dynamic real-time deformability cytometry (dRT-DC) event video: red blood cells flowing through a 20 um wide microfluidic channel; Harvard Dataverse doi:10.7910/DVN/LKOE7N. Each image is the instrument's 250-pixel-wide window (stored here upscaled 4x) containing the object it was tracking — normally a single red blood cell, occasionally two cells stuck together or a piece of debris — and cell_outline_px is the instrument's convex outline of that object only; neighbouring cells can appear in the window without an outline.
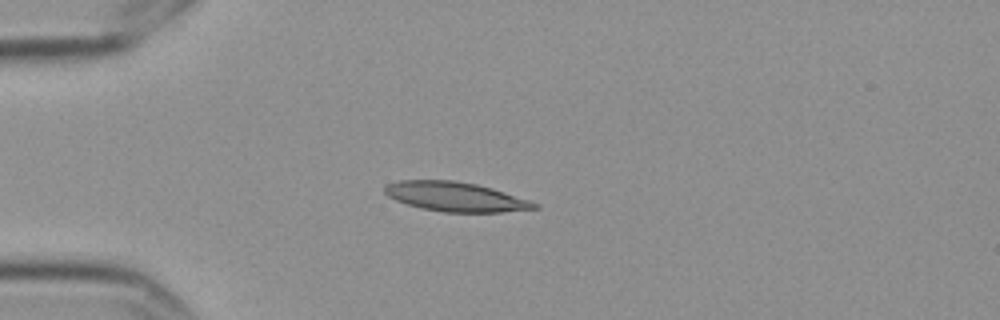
{"species": "Egyptian fruit bat (a non-hibernating species)", "species_latin": "Rousettus aegyptiacus", "temperature_condition": "cold", "stored_images_in_passage": 10, "camera_frame_rate_fps": 3000, "um_per_image_px": 0.085, "frame": {"image": 1, "passage_image": 5, "time_ms": 1.333, "image_size_px": [1000, 320], "cell_outline_px": [[540, 208], [500, 212], [444, 212], [420, 208], [396, 200], [388, 196], [384, 192], [384, 188], [388, 184], [400, 180], [452, 180], [476, 184], [492, 188], [540, 204]], "centroid_in_image_um": [38.72, 16.72], "position_along_channel_um": 46.3, "area_um2": 25.49}}
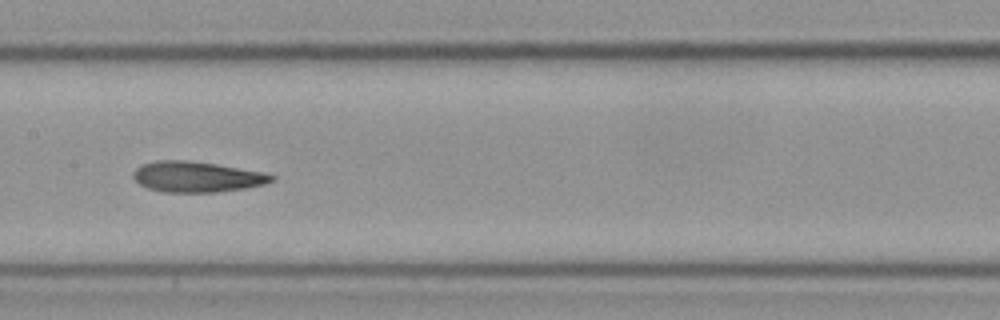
{"frame": {"image": 2, "passage_image": 9, "time_ms": 2.667, "image_size_px": [1000, 320], "cell_outline_px": [[276, 180], [264, 184], [244, 188], [216, 192], [164, 192], [148, 188], [140, 184], [132, 176], [132, 172], [136, 168], [144, 164], [156, 160], [184, 160], [216, 164], [264, 172], [276, 176]], "centroid_in_image_um": [16.74, 15.03], "position_along_channel_um": 190.7, "area_um2": 24.62}}
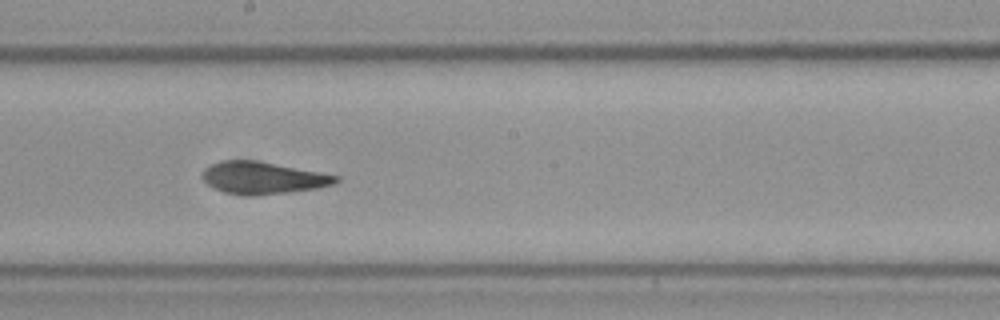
{"frame": {"image": 3, "passage_image": 10, "time_ms": 3.0, "image_size_px": [1000, 320], "cell_outline_px": [[340, 180], [336, 184], [316, 188], [288, 192], [224, 192], [208, 184], [200, 176], [204, 168], [208, 164], [220, 160], [256, 160], [320, 172], [340, 176]], "centroid_in_image_um": [22.36, 15.05], "position_along_channel_um": 225.8, "area_um2": 24.16}}